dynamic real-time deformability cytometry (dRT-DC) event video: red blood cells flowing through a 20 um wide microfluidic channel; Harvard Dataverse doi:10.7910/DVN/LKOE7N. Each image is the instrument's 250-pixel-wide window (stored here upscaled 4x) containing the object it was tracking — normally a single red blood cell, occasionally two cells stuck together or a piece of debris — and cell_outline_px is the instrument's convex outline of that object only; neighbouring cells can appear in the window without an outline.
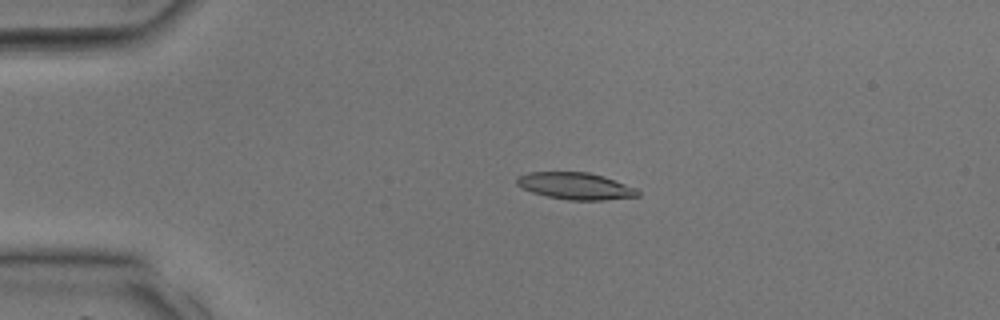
{"species": "common noctule bat (a hibernating species)", "species_latin": "Nyctalus noctula", "temperature_condition": "room temperature", "stored_images_in_passage": 37, "camera_frame_rate_fps": 3000, "um_per_image_px": 0.085, "animal": {"sex": "male", "body_mass_g": 17.9, "forearm_length_mm": 54.2}, "frame": {"image": 1, "passage_image": 8, "time_ms": 2.333, "image_size_px": [1000, 320], "cell_outline_px": [[640, 196], [604, 200], [568, 200], [548, 196], [532, 192], [520, 188], [516, 184], [516, 180], [520, 176], [528, 172], [588, 172], [604, 176], [636, 188], [640, 192]], "centroid_in_image_um": [48.92, 15.81], "position_along_channel_um": 36.1, "area_um2": 18.96}}
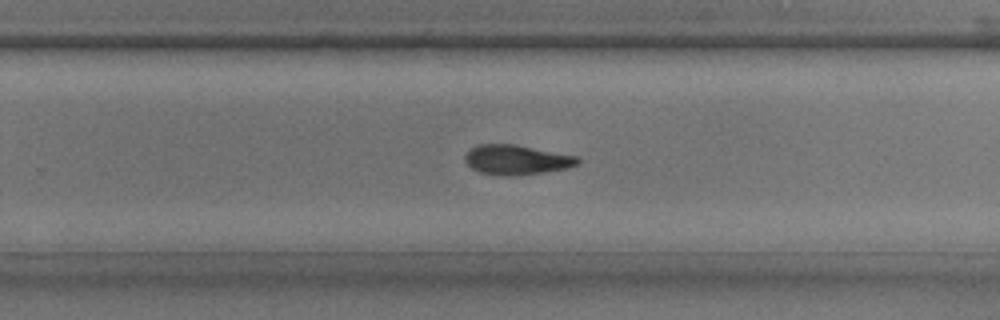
{"frame": {"image": 2, "passage_image": 24, "time_ms": 7.667, "image_size_px": [1000, 320], "cell_outline_px": [[580, 160], [576, 164], [564, 168], [540, 172], [512, 176], [504, 176], [480, 172], [472, 168], [464, 160], [464, 156], [472, 148], [480, 144], [516, 144], [580, 156]], "centroid_in_image_um": [43.9, 13.56], "position_along_channel_um": 285.9, "area_um2": 19.36}}
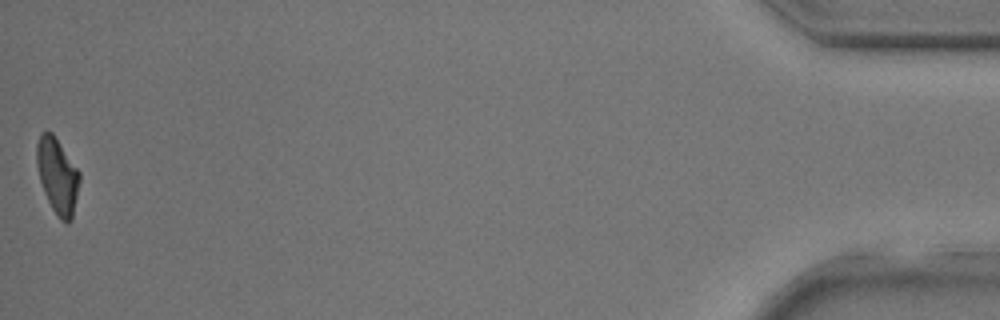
{"frame": {"image": 3, "passage_image": 37, "time_ms": 12.0, "image_size_px": [1000, 320], "cell_outline_px": [[80, 180], [72, 220], [68, 224], [60, 220], [56, 216], [44, 192], [40, 180], [36, 164], [36, 144], [40, 132], [52, 132], [80, 172]], "centroid_in_image_um": [4.88, 14.96], "position_along_channel_um": 430.3, "area_um2": 18.96}}